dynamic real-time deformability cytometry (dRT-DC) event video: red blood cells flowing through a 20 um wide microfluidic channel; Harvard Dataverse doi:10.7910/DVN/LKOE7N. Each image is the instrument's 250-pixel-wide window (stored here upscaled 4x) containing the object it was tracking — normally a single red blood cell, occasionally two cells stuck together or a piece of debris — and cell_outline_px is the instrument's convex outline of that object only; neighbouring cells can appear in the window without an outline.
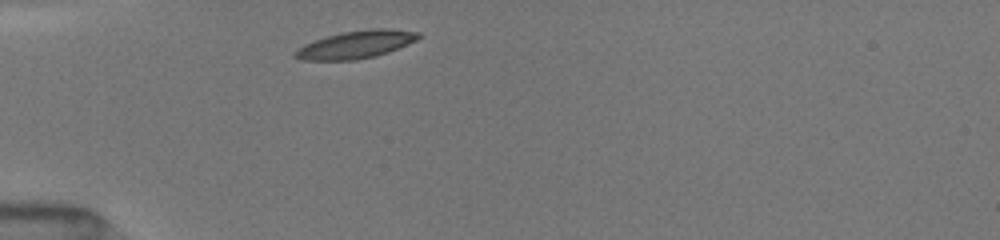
{"species": "common noctule bat (a hibernating species)", "species_latin": "Nyctalus noctula", "temperature_condition": "room temperature", "stored_images_in_passage": 3, "camera_frame_rate_fps": 3000, "um_per_image_px": 0.085, "animal": {"sex": "female", "body_mass_g": 19.5, "forearm_length_mm": 54.1}, "frame": {"image": 1, "passage_image": 1, "time_ms": 0.0, "image_size_px": [1000, 240], "cell_outline_px": [[420, 36], [416, 40], [408, 44], [388, 52], [376, 56], [356, 60], [304, 60], [292, 56], [292, 52], [304, 44], [340, 32], [368, 28], [388, 28], [420, 32]], "centroid_in_image_um": [30.25, 3.78], "position_along_channel_um": 54.8, "area_um2": 20.0}}